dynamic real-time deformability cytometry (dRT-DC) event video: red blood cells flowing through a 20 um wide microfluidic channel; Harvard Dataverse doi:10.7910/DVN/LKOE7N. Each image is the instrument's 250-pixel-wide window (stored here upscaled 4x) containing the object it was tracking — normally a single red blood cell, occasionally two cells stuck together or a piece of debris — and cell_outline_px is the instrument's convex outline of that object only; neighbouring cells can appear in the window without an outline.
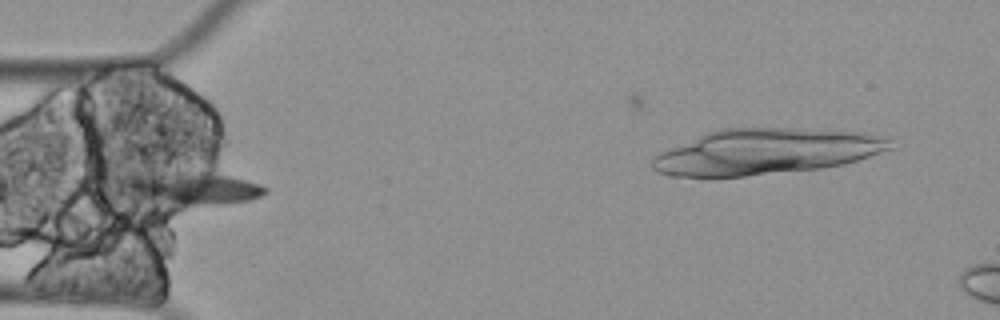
{"species": "Egyptian fruit bat (a non-hibernating species)", "species_latin": "Rousettus aegyptiacus", "temperature_condition": "cold", "stored_images_in_passage": 59, "camera_frame_rate_fps": 3000, "um_per_image_px": 0.085, "animal": {"sex": "female"}, "frame": {"image": 1, "passage_image": 22, "time_ms": 7.0, "image_size_px": [1000, 320], "cell_outline_px": [[268, 192], [260, 196], [248, 200], [216, 204], [180, 208], [148, 208], [124, 196], [120, 192], [128, 180], [132, 176], [164, 172], [208, 172], [228, 176], [260, 184], [268, 188]], "centroid_in_image_um": [16.06, 16.12], "position_along_channel_um": 68.9, "area_um2": 29.07}}
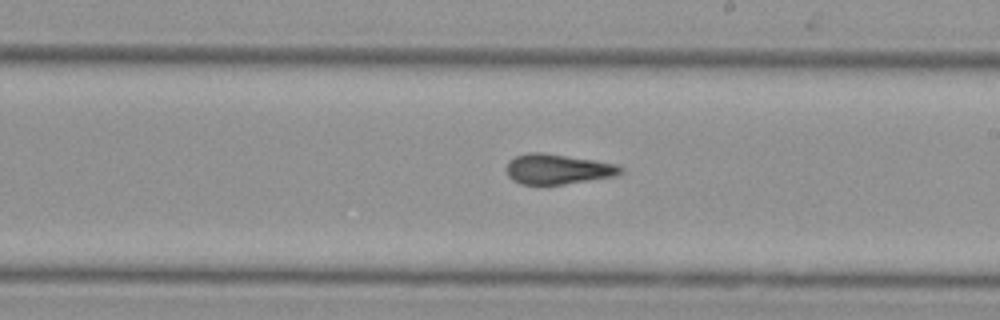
{"frame": {"image": 2, "passage_image": 37, "time_ms": 12.0, "image_size_px": [1000, 320], "cell_outline_px": [[624, 172], [616, 176], [564, 184], [520, 184], [512, 180], [508, 176], [504, 168], [508, 160], [516, 156], [528, 152], [540, 152], [592, 160], [616, 164], [624, 168]], "centroid_in_image_um": [47.37, 14.38], "position_along_channel_um": 241.6, "area_um2": 20.11}}
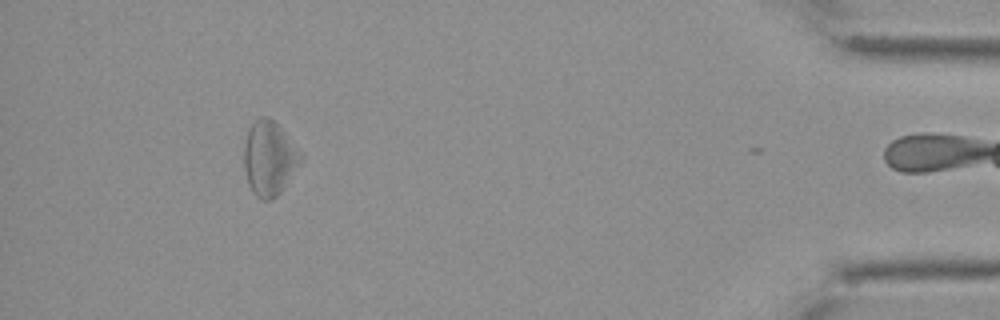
{"frame": {"image": 3, "passage_image": 58, "time_ms": 19.0, "image_size_px": [1000, 320], "cell_outline_px": [[304, 160], [280, 192], [272, 200], [260, 200], [252, 192], [248, 184], [244, 168], [244, 144], [248, 128], [260, 116], [268, 116], [284, 132], [304, 156]], "centroid_in_image_um": [22.89, 13.48], "position_along_channel_um": 412.3, "area_um2": 24.68}, "authors_computed_cell_mechanics": {"area_um2": 21.3282, "velocity_mm_per_s": 3.2975, "shape_relaxation_time_tau1_ms": null, "shape_relaxation_time_tau2_ms": 8.6197, "deformation_change_tau1": null, "deformation_change_tau2": 0.1607}}